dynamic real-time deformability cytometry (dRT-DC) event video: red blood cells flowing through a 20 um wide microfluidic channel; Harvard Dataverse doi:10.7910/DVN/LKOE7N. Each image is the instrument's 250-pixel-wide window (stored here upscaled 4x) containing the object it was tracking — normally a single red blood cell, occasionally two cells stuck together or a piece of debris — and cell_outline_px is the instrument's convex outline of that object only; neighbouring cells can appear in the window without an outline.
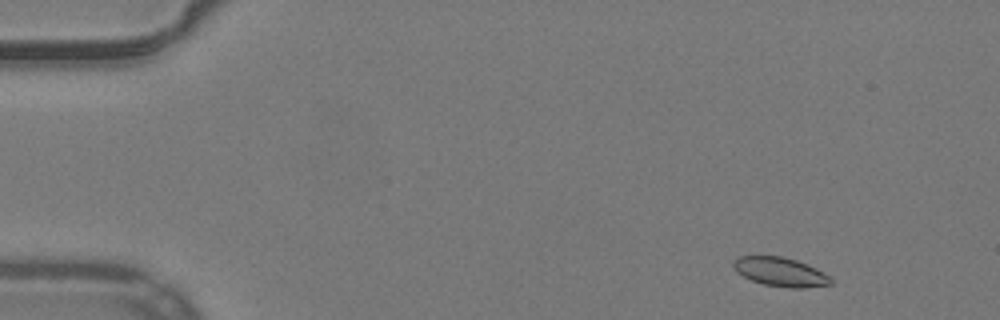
{"species": "common noctule bat (a hibernating species)", "species_latin": "Nyctalus noctula", "temperature_condition": "warm", "stored_images_in_passage": 50, "camera_frame_rate_fps": 3000, "um_per_image_px": 0.085, "animal": {"sex": "male", "body_mass_g": 19.2, "forearm_length_mm": 51.8}, "frame": {"image": 1, "passage_image": 3, "time_ms": 0.667, "image_size_px": [1000, 320], "cell_outline_px": [[832, 284], [800, 288], [792, 288], [764, 284], [752, 280], [736, 272], [732, 268], [732, 264], [740, 256], [780, 256], [796, 260], [808, 264], [816, 268], [828, 276], [832, 280]], "centroid_in_image_um": [66.32, 23.1], "position_along_channel_um": 18.7, "area_um2": 16.24}}
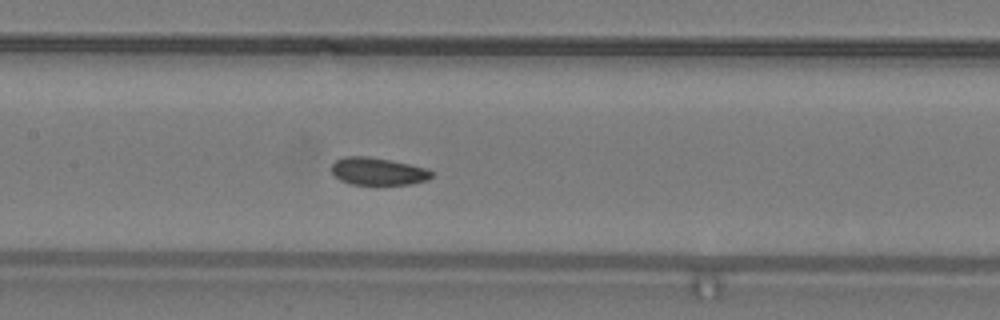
{"frame": {"image": 2, "passage_image": 23, "time_ms": 7.333, "image_size_px": [1000, 320], "cell_outline_px": [[432, 176], [428, 180], [412, 184], [352, 184], [340, 180], [332, 172], [332, 164], [336, 160], [344, 156], [368, 156], [428, 168], [432, 172]], "centroid_in_image_um": [32.13, 14.56], "position_along_channel_um": 175.3, "area_um2": 15.9}}
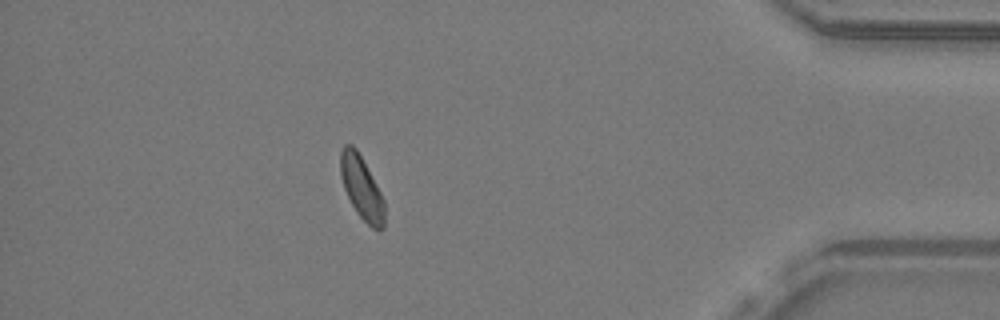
{"frame": {"image": 3, "passage_image": 44, "time_ms": 14.333, "image_size_px": [1000, 320], "cell_outline_px": [[384, 228], [380, 232], [372, 228], [356, 212], [344, 188], [340, 176], [340, 152], [344, 144], [352, 144], [356, 148], [376, 184], [384, 200]], "centroid_in_image_um": [30.73, 15.97], "position_along_channel_um": 404.5, "area_um2": 16.07}, "authors_computed_cell_mechanics": {"area_um2": 16.4152, "velocity_mm_per_s": 3.9312, "shape_relaxation_time_tau1_ms": null, "shape_relaxation_time_tau2_ms": 5.0032, "deformation_change_tau1": null, "deformation_change_tau2": 0.0793}}